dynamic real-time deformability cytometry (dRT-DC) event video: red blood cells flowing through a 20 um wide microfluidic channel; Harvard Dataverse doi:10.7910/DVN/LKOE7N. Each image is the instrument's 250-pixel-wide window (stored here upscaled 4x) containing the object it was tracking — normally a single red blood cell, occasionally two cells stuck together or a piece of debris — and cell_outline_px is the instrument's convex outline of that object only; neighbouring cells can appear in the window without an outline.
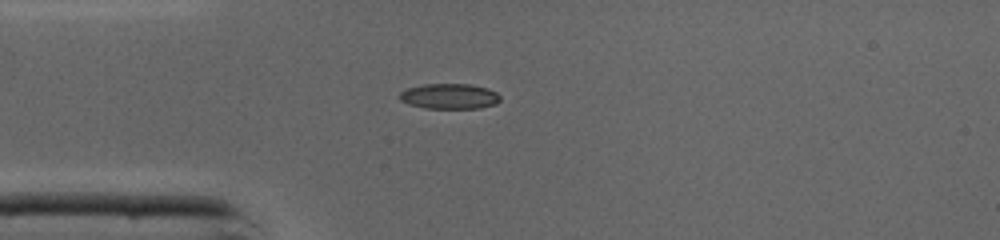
{"species": "common noctule bat (a hibernating species)", "species_latin": "Nyctalus noctula", "temperature_condition": "cold", "stored_images_in_passage": 35, "camera_frame_rate_fps": 3000, "um_per_image_px": 0.085, "animal": {"sex": "male", "body_mass_g": 19.0, "forearm_length_mm": 50.8}, "frame": {"image": 1, "passage_image": 1, "time_ms": 0.0, "image_size_px": [1000, 240], "cell_outline_px": [[500, 100], [496, 104], [480, 108], [424, 108], [408, 104], [400, 100], [400, 92], [408, 88], [424, 84], [472, 84], [488, 88], [496, 92], [500, 96]], "centroid_in_image_um": [38.22, 8.18], "position_along_channel_um": 46.8, "area_um2": 14.91}}
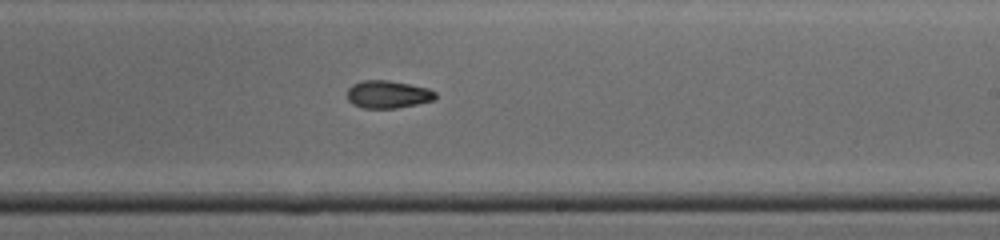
{"frame": {"image": 2, "passage_image": 16, "time_ms": 5.0, "image_size_px": [1000, 240], "cell_outline_px": [[436, 96], [432, 100], [416, 104], [396, 108], [364, 108], [352, 104], [348, 100], [348, 88], [352, 84], [364, 80], [388, 80], [428, 88], [436, 92]], "centroid_in_image_um": [32.94, 8.02], "position_along_channel_um": 256.1, "area_um2": 14.1}}
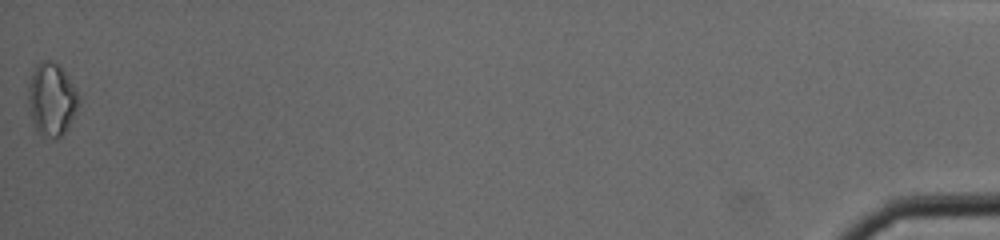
{"frame": {"image": 3, "passage_image": 35, "time_ms": 11.333, "image_size_px": [1000, 240], "cell_outline_px": [[76, 108], [64, 132], [60, 136], [52, 136], [36, 132], [28, 100], [28, 88], [36, 64], [40, 60], [48, 60], [60, 64], [68, 76], [76, 92]], "centroid_in_image_um": [4.35, 8.37], "position_along_channel_um": 430.9, "area_um2": 20.4}, "authors_computed_cell_mechanics": {"area_um2": 14.739, "velocity_mm_per_s": 4.3837, "shape_relaxation_time_tau1_ms": 2.6572, "shape_relaxation_time_tau2_ms": 5.6977, "deformation_change_tau1": 0.1067, "deformation_change_tau2": 0.1087}}